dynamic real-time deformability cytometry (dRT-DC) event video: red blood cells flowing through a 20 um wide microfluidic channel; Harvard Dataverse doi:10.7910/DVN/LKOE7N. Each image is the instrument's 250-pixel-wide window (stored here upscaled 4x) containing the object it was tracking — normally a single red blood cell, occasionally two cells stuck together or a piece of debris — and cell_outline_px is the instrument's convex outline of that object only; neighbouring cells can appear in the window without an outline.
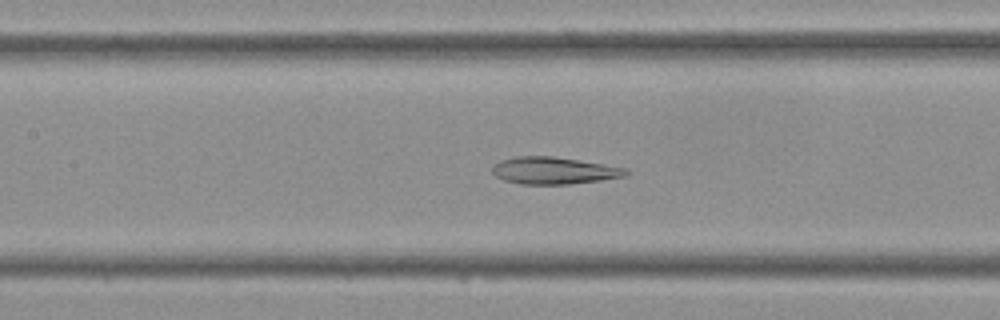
{"species": "Egyptian fruit bat (a non-hibernating species)", "species_latin": "Rousettus aegyptiacus", "temperature_condition": "cold", "stored_images_in_passage": 43, "camera_frame_rate_fps": 3000, "um_per_image_px": 0.085, "frame": {"image": 1, "passage_image": 19, "time_ms": 6.0, "image_size_px": [1000, 320], "cell_outline_px": [[628, 176], [600, 180], [568, 184], [520, 184], [504, 180], [496, 176], [492, 172], [492, 164], [500, 160], [516, 156], [552, 156], [604, 164], [628, 168]], "centroid_in_image_um": [47.07, 14.49], "position_along_channel_um": 160.3, "area_um2": 21.15}}
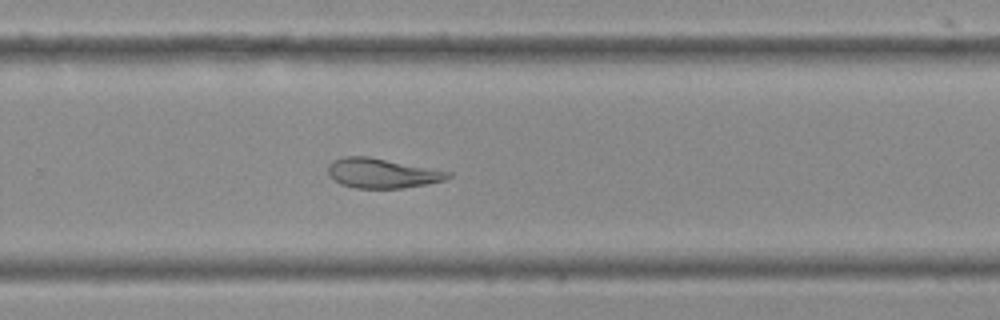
{"frame": {"image": 2, "passage_image": 28, "time_ms": 9.0, "image_size_px": [1000, 320], "cell_outline_px": [[452, 176], [444, 180], [404, 188], [356, 188], [340, 184], [332, 180], [328, 176], [328, 164], [332, 160], [344, 156], [368, 156], [452, 172]], "centroid_in_image_um": [32.42, 14.72], "position_along_channel_um": 297.4, "area_um2": 20.87}}
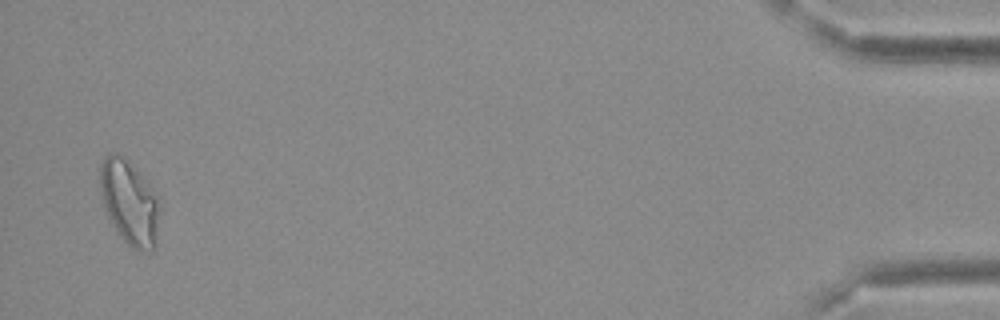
{"frame": {"image": 3, "passage_image": 42, "time_ms": 13.667, "image_size_px": [1000, 320], "cell_outline_px": [[160, 208], [156, 248], [152, 252], [148, 252], [132, 248], [120, 236], [108, 216], [104, 208], [100, 192], [100, 164], [104, 156], [108, 152], [116, 152], [128, 160], [148, 180], [160, 196]], "centroid_in_image_um": [11.04, 17.18], "position_along_channel_um": 424.2, "area_um2": 30.23}}